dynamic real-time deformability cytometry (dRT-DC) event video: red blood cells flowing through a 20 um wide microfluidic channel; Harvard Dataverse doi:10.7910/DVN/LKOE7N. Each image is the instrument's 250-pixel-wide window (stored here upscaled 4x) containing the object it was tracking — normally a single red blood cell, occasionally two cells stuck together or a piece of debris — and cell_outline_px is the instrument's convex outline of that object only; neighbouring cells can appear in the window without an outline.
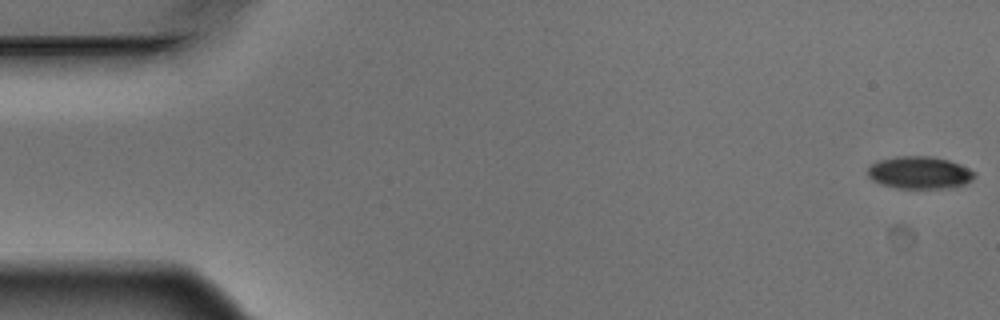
{"species": "Egyptian fruit bat (a non-hibernating species)", "species_latin": "Rousettus aegyptiacus", "temperature_condition": "warm", "stored_images_in_passage": 9, "camera_frame_rate_fps": 3000, "um_per_image_px": 0.085, "animal": {"sex": "male"}, "frame": {"image": 1, "passage_image": 1, "time_ms": 0.0, "image_size_px": [1000, 320], "cell_outline_px": [[976, 176], [972, 180], [956, 188], [896, 188], [880, 184], [872, 180], [868, 176], [868, 168], [872, 164], [880, 160], [896, 156], [932, 156], [948, 160], [960, 164], [976, 172]], "centroid_in_image_um": [78.19, 14.68], "position_along_channel_um": 6.8, "area_um2": 20.35}}
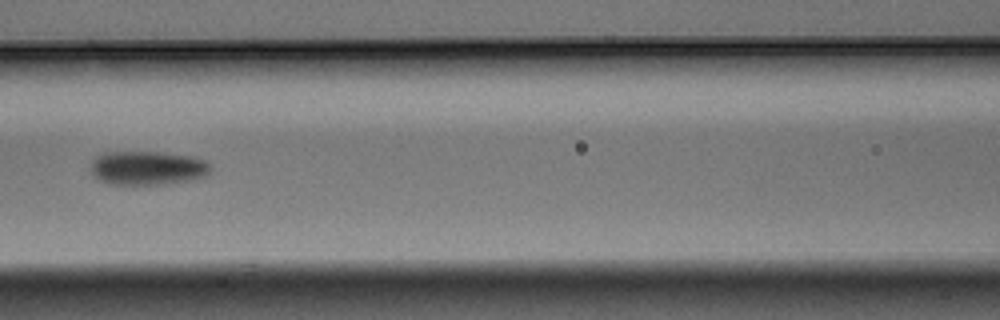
{"frame": {"image": 2, "passage_image": 7, "time_ms": 2.0, "image_size_px": [1000, 320], "cell_outline_px": [[212, 168], [204, 176], [192, 180], [164, 184], [112, 184], [100, 180], [92, 172], [92, 160], [96, 156], [104, 152], [160, 152], [192, 156], [204, 160]], "centroid_in_image_um": [12.55, 14.27], "position_along_channel_um": 154.0, "area_um2": 23.52}}
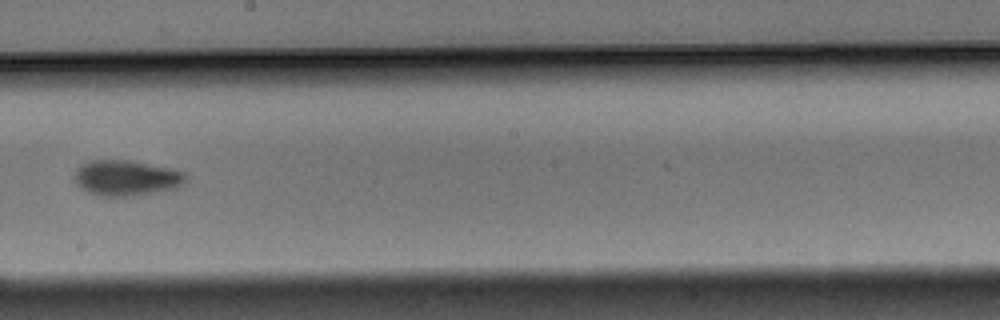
{"frame": {"image": 3, "passage_image": 9, "time_ms": 2.667, "image_size_px": [1000, 320], "cell_outline_px": [[188, 180], [184, 184], [176, 188], [132, 196], [100, 196], [88, 192], [80, 188], [72, 180], [72, 176], [76, 168], [80, 164], [88, 160], [132, 160], [172, 168], [184, 172], [188, 176]], "centroid_in_image_um": [10.71, 15.11], "position_along_channel_um": 237.5, "area_um2": 23.64}}